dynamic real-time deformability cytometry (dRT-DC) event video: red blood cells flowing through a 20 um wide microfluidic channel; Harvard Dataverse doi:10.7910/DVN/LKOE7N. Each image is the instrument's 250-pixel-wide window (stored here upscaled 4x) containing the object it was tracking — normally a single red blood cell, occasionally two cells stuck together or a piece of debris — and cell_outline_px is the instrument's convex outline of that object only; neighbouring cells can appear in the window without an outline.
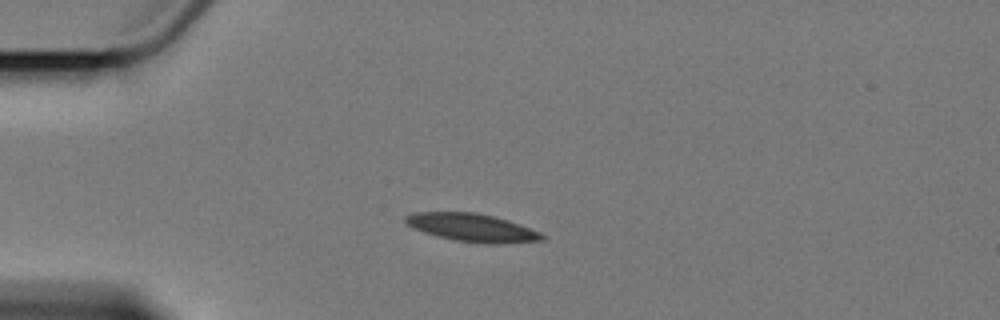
{"species": "Egyptian fruit bat (a non-hibernating species)", "species_latin": "Rousettus aegyptiacus", "temperature_condition": "cold", "stored_images_in_passage": 3, "camera_frame_rate_fps": 3000, "um_per_image_px": 0.085, "animal": {"sex": "female"}, "frame": {"image": 1, "passage_image": 3, "time_ms": 3.0, "image_size_px": [1000, 320], "cell_outline_px": [[548, 236], [544, 240], [504, 244], [484, 244], [456, 240], [424, 232], [412, 228], [404, 220], [404, 216], [412, 212], [476, 212], [496, 216], [520, 224], [540, 232]], "centroid_in_image_um": [40.18, 19.34], "position_along_channel_um": 44.8, "area_um2": 22.54}}